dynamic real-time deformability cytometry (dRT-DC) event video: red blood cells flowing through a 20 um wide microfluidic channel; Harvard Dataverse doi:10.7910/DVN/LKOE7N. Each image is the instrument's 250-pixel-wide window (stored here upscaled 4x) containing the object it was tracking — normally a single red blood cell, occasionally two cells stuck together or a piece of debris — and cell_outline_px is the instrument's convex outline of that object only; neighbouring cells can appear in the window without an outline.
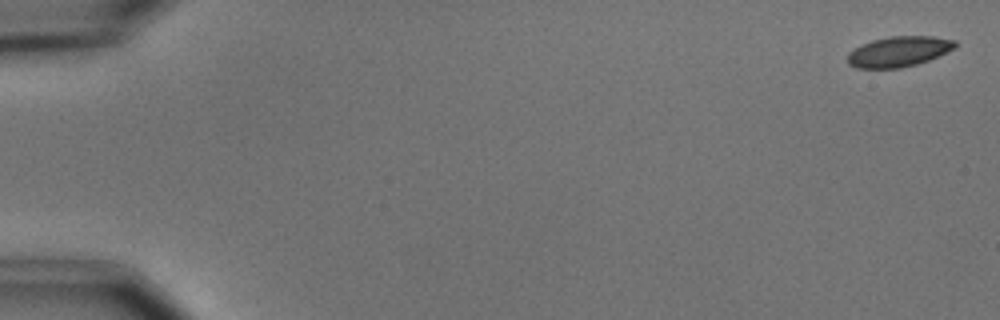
{"species": "common noctule bat (a hibernating species)", "species_latin": "Nyctalus noctula", "temperature_condition": "cold", "stored_images_in_passage": 8, "camera_frame_rate_fps": 3000, "um_per_image_px": 0.085, "animal": {"sex": "male", "body_mass_g": 15.6}, "frame": {"image": 1, "passage_image": 1, "time_ms": 0.0, "image_size_px": [1000, 320], "cell_outline_px": [[956, 48], [928, 60], [916, 64], [900, 68], [856, 68], [848, 64], [848, 52], [860, 44], [872, 40], [888, 36], [932, 36], [956, 40]], "centroid_in_image_um": [76.38, 4.37], "position_along_channel_um": 8.6, "area_um2": 19.13}}
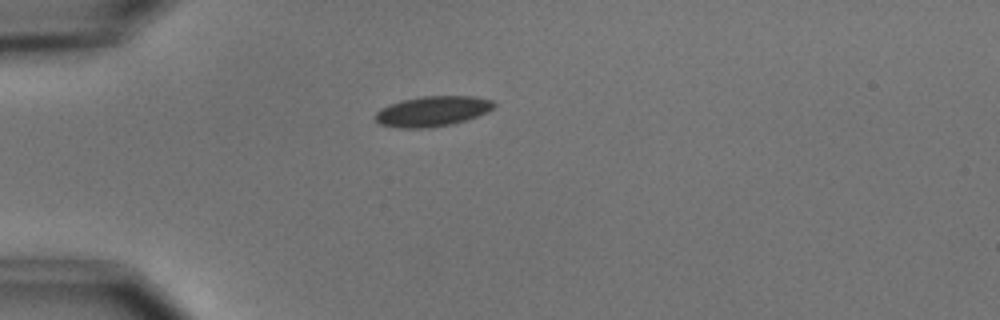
{"frame": {"image": 2, "passage_image": 5, "time_ms": 4.667, "image_size_px": [1000, 320], "cell_outline_px": [[496, 104], [488, 112], [468, 120], [452, 124], [428, 128], [396, 128], [380, 124], [372, 116], [380, 108], [400, 100], [424, 96], [476, 96], [492, 100]], "centroid_in_image_um": [36.75, 9.46], "position_along_channel_um": 48.3, "area_um2": 21.21}}
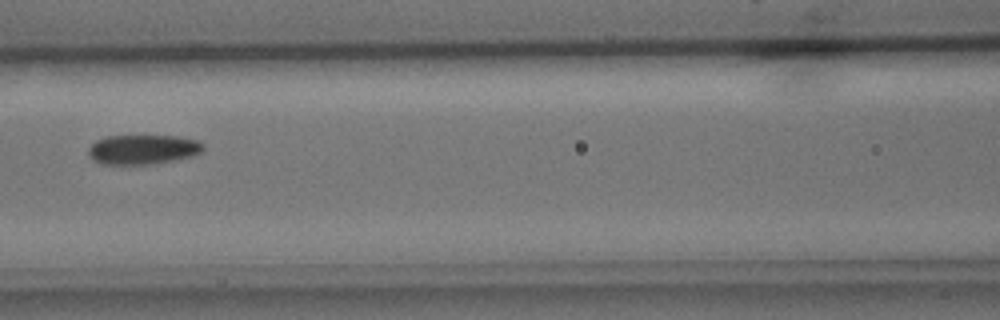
{"frame": {"image": 3, "passage_image": 8, "time_ms": 8.0, "image_size_px": [1000, 320], "cell_outline_px": [[204, 148], [200, 152], [192, 156], [176, 160], [152, 164], [104, 164], [92, 160], [88, 152], [88, 148], [96, 140], [108, 136], [180, 136], [196, 140], [204, 144]], "centroid_in_image_um": [12.15, 12.7], "position_along_channel_um": 154.4, "area_um2": 19.83}}